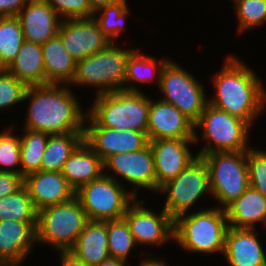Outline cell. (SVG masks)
I'll use <instances>...</instances> for the list:
<instances>
[{
	"instance_id": "cell-15",
	"label": "cell",
	"mask_w": 266,
	"mask_h": 266,
	"mask_svg": "<svg viewBox=\"0 0 266 266\" xmlns=\"http://www.w3.org/2000/svg\"><path fill=\"white\" fill-rule=\"evenodd\" d=\"M194 122L177 107L160 99H150L147 137L160 139H194Z\"/></svg>"
},
{
	"instance_id": "cell-36",
	"label": "cell",
	"mask_w": 266,
	"mask_h": 266,
	"mask_svg": "<svg viewBox=\"0 0 266 266\" xmlns=\"http://www.w3.org/2000/svg\"><path fill=\"white\" fill-rule=\"evenodd\" d=\"M28 86L5 69H0V109L23 103Z\"/></svg>"
},
{
	"instance_id": "cell-12",
	"label": "cell",
	"mask_w": 266,
	"mask_h": 266,
	"mask_svg": "<svg viewBox=\"0 0 266 266\" xmlns=\"http://www.w3.org/2000/svg\"><path fill=\"white\" fill-rule=\"evenodd\" d=\"M103 165L104 175L119 182L123 178L124 182L133 184L134 188L131 193L136 198L138 187L157 192V177L150 144L138 151L111 155L103 162ZM108 170L113 171L114 174L106 172ZM117 175L121 177L120 180Z\"/></svg>"
},
{
	"instance_id": "cell-34",
	"label": "cell",
	"mask_w": 266,
	"mask_h": 266,
	"mask_svg": "<svg viewBox=\"0 0 266 266\" xmlns=\"http://www.w3.org/2000/svg\"><path fill=\"white\" fill-rule=\"evenodd\" d=\"M233 3L238 19V34L266 23V0H235Z\"/></svg>"
},
{
	"instance_id": "cell-43",
	"label": "cell",
	"mask_w": 266,
	"mask_h": 266,
	"mask_svg": "<svg viewBox=\"0 0 266 266\" xmlns=\"http://www.w3.org/2000/svg\"><path fill=\"white\" fill-rule=\"evenodd\" d=\"M119 0H88L93 12H96L102 7L118 2Z\"/></svg>"
},
{
	"instance_id": "cell-32",
	"label": "cell",
	"mask_w": 266,
	"mask_h": 266,
	"mask_svg": "<svg viewBox=\"0 0 266 266\" xmlns=\"http://www.w3.org/2000/svg\"><path fill=\"white\" fill-rule=\"evenodd\" d=\"M129 11L127 0H119L94 12L93 19L97 22L100 30L112 42H116L118 36L125 29L126 17L131 13ZM100 13L101 15H99Z\"/></svg>"
},
{
	"instance_id": "cell-19",
	"label": "cell",
	"mask_w": 266,
	"mask_h": 266,
	"mask_svg": "<svg viewBox=\"0 0 266 266\" xmlns=\"http://www.w3.org/2000/svg\"><path fill=\"white\" fill-rule=\"evenodd\" d=\"M25 41L42 45L58 34L62 18L45 0H29L17 15Z\"/></svg>"
},
{
	"instance_id": "cell-7",
	"label": "cell",
	"mask_w": 266,
	"mask_h": 266,
	"mask_svg": "<svg viewBox=\"0 0 266 266\" xmlns=\"http://www.w3.org/2000/svg\"><path fill=\"white\" fill-rule=\"evenodd\" d=\"M135 49H122L111 42L103 51L76 62L70 86H94L96 94L124 90L127 59Z\"/></svg>"
},
{
	"instance_id": "cell-5",
	"label": "cell",
	"mask_w": 266,
	"mask_h": 266,
	"mask_svg": "<svg viewBox=\"0 0 266 266\" xmlns=\"http://www.w3.org/2000/svg\"><path fill=\"white\" fill-rule=\"evenodd\" d=\"M250 127L245 120L207 104L199 119L194 123L195 144L200 138L196 132L198 130L202 131L201 137L205 140L204 146L197 155L203 156L211 152L247 151L251 147L248 145Z\"/></svg>"
},
{
	"instance_id": "cell-18",
	"label": "cell",
	"mask_w": 266,
	"mask_h": 266,
	"mask_svg": "<svg viewBox=\"0 0 266 266\" xmlns=\"http://www.w3.org/2000/svg\"><path fill=\"white\" fill-rule=\"evenodd\" d=\"M24 186L37 211L65 203L76 196L61 172L37 171L24 177Z\"/></svg>"
},
{
	"instance_id": "cell-3",
	"label": "cell",
	"mask_w": 266,
	"mask_h": 266,
	"mask_svg": "<svg viewBox=\"0 0 266 266\" xmlns=\"http://www.w3.org/2000/svg\"><path fill=\"white\" fill-rule=\"evenodd\" d=\"M95 96L88 108L84 127L135 130L147 135L150 106L148 95L120 90Z\"/></svg>"
},
{
	"instance_id": "cell-31",
	"label": "cell",
	"mask_w": 266,
	"mask_h": 266,
	"mask_svg": "<svg viewBox=\"0 0 266 266\" xmlns=\"http://www.w3.org/2000/svg\"><path fill=\"white\" fill-rule=\"evenodd\" d=\"M24 41L18 17H0V69H6L10 65Z\"/></svg>"
},
{
	"instance_id": "cell-40",
	"label": "cell",
	"mask_w": 266,
	"mask_h": 266,
	"mask_svg": "<svg viewBox=\"0 0 266 266\" xmlns=\"http://www.w3.org/2000/svg\"><path fill=\"white\" fill-rule=\"evenodd\" d=\"M29 0H0V17L17 16Z\"/></svg>"
},
{
	"instance_id": "cell-17",
	"label": "cell",
	"mask_w": 266,
	"mask_h": 266,
	"mask_svg": "<svg viewBox=\"0 0 266 266\" xmlns=\"http://www.w3.org/2000/svg\"><path fill=\"white\" fill-rule=\"evenodd\" d=\"M84 142L103 162L111 155L138 151L149 144L144 132L107 127H84Z\"/></svg>"
},
{
	"instance_id": "cell-6",
	"label": "cell",
	"mask_w": 266,
	"mask_h": 266,
	"mask_svg": "<svg viewBox=\"0 0 266 266\" xmlns=\"http://www.w3.org/2000/svg\"><path fill=\"white\" fill-rule=\"evenodd\" d=\"M88 218L79 199L43 208L38 211L36 242L68 252L83 231Z\"/></svg>"
},
{
	"instance_id": "cell-42",
	"label": "cell",
	"mask_w": 266,
	"mask_h": 266,
	"mask_svg": "<svg viewBox=\"0 0 266 266\" xmlns=\"http://www.w3.org/2000/svg\"><path fill=\"white\" fill-rule=\"evenodd\" d=\"M147 258H143L142 261L140 262L139 266H168L163 260H159L156 258H151L152 256H154V254H146ZM151 255V256H150Z\"/></svg>"
},
{
	"instance_id": "cell-22",
	"label": "cell",
	"mask_w": 266,
	"mask_h": 266,
	"mask_svg": "<svg viewBox=\"0 0 266 266\" xmlns=\"http://www.w3.org/2000/svg\"><path fill=\"white\" fill-rule=\"evenodd\" d=\"M68 252L87 266H96L107 260L110 257L107 221L89 220Z\"/></svg>"
},
{
	"instance_id": "cell-45",
	"label": "cell",
	"mask_w": 266,
	"mask_h": 266,
	"mask_svg": "<svg viewBox=\"0 0 266 266\" xmlns=\"http://www.w3.org/2000/svg\"><path fill=\"white\" fill-rule=\"evenodd\" d=\"M0 266H19L13 263H5V262H0Z\"/></svg>"
},
{
	"instance_id": "cell-35",
	"label": "cell",
	"mask_w": 266,
	"mask_h": 266,
	"mask_svg": "<svg viewBox=\"0 0 266 266\" xmlns=\"http://www.w3.org/2000/svg\"><path fill=\"white\" fill-rule=\"evenodd\" d=\"M13 129L12 125L0 133V172L21 174L20 135L15 136Z\"/></svg>"
},
{
	"instance_id": "cell-2",
	"label": "cell",
	"mask_w": 266,
	"mask_h": 266,
	"mask_svg": "<svg viewBox=\"0 0 266 266\" xmlns=\"http://www.w3.org/2000/svg\"><path fill=\"white\" fill-rule=\"evenodd\" d=\"M214 97L208 104L245 120L251 127L266 107V89L252 68L235 56L225 59L214 77ZM259 114V115H258Z\"/></svg>"
},
{
	"instance_id": "cell-23",
	"label": "cell",
	"mask_w": 266,
	"mask_h": 266,
	"mask_svg": "<svg viewBox=\"0 0 266 266\" xmlns=\"http://www.w3.org/2000/svg\"><path fill=\"white\" fill-rule=\"evenodd\" d=\"M61 173L77 191L104 174L102 159L83 141L65 161Z\"/></svg>"
},
{
	"instance_id": "cell-39",
	"label": "cell",
	"mask_w": 266,
	"mask_h": 266,
	"mask_svg": "<svg viewBox=\"0 0 266 266\" xmlns=\"http://www.w3.org/2000/svg\"><path fill=\"white\" fill-rule=\"evenodd\" d=\"M24 185L21 174L0 172V198L15 193Z\"/></svg>"
},
{
	"instance_id": "cell-13",
	"label": "cell",
	"mask_w": 266,
	"mask_h": 266,
	"mask_svg": "<svg viewBox=\"0 0 266 266\" xmlns=\"http://www.w3.org/2000/svg\"><path fill=\"white\" fill-rule=\"evenodd\" d=\"M136 198L127 208L123 218L128 223L137 246L149 247L166 244L173 240L174 220L162 208L160 214L144 206V201ZM146 207V208H145Z\"/></svg>"
},
{
	"instance_id": "cell-37",
	"label": "cell",
	"mask_w": 266,
	"mask_h": 266,
	"mask_svg": "<svg viewBox=\"0 0 266 266\" xmlns=\"http://www.w3.org/2000/svg\"><path fill=\"white\" fill-rule=\"evenodd\" d=\"M247 164L250 187L266 198V151L250 147L247 150Z\"/></svg>"
},
{
	"instance_id": "cell-20",
	"label": "cell",
	"mask_w": 266,
	"mask_h": 266,
	"mask_svg": "<svg viewBox=\"0 0 266 266\" xmlns=\"http://www.w3.org/2000/svg\"><path fill=\"white\" fill-rule=\"evenodd\" d=\"M37 222L0 221V262L21 266L36 244ZM32 248V249H31Z\"/></svg>"
},
{
	"instance_id": "cell-38",
	"label": "cell",
	"mask_w": 266,
	"mask_h": 266,
	"mask_svg": "<svg viewBox=\"0 0 266 266\" xmlns=\"http://www.w3.org/2000/svg\"><path fill=\"white\" fill-rule=\"evenodd\" d=\"M64 20L93 18L94 12L88 0H45Z\"/></svg>"
},
{
	"instance_id": "cell-1",
	"label": "cell",
	"mask_w": 266,
	"mask_h": 266,
	"mask_svg": "<svg viewBox=\"0 0 266 266\" xmlns=\"http://www.w3.org/2000/svg\"><path fill=\"white\" fill-rule=\"evenodd\" d=\"M24 100H29L24 129L50 135L84 132L87 114L70 85L28 86Z\"/></svg>"
},
{
	"instance_id": "cell-41",
	"label": "cell",
	"mask_w": 266,
	"mask_h": 266,
	"mask_svg": "<svg viewBox=\"0 0 266 266\" xmlns=\"http://www.w3.org/2000/svg\"><path fill=\"white\" fill-rule=\"evenodd\" d=\"M61 266H87L85 263L79 261L69 252H59Z\"/></svg>"
},
{
	"instance_id": "cell-29",
	"label": "cell",
	"mask_w": 266,
	"mask_h": 266,
	"mask_svg": "<svg viewBox=\"0 0 266 266\" xmlns=\"http://www.w3.org/2000/svg\"><path fill=\"white\" fill-rule=\"evenodd\" d=\"M23 131V135H20V158L21 175L25 177L30 173L41 170L42 156L49 134L28 129Z\"/></svg>"
},
{
	"instance_id": "cell-27",
	"label": "cell",
	"mask_w": 266,
	"mask_h": 266,
	"mask_svg": "<svg viewBox=\"0 0 266 266\" xmlns=\"http://www.w3.org/2000/svg\"><path fill=\"white\" fill-rule=\"evenodd\" d=\"M137 49L127 59L124 81V91L127 92H141L140 88L134 86L137 82L144 84L153 83L155 80L159 87L162 69L169 60L168 58L157 60L151 56L141 55Z\"/></svg>"
},
{
	"instance_id": "cell-14",
	"label": "cell",
	"mask_w": 266,
	"mask_h": 266,
	"mask_svg": "<svg viewBox=\"0 0 266 266\" xmlns=\"http://www.w3.org/2000/svg\"><path fill=\"white\" fill-rule=\"evenodd\" d=\"M58 36L76 62L103 51L112 42L93 18L63 19Z\"/></svg>"
},
{
	"instance_id": "cell-28",
	"label": "cell",
	"mask_w": 266,
	"mask_h": 266,
	"mask_svg": "<svg viewBox=\"0 0 266 266\" xmlns=\"http://www.w3.org/2000/svg\"><path fill=\"white\" fill-rule=\"evenodd\" d=\"M84 141V132L50 135L42 156L41 170L61 172L65 161Z\"/></svg>"
},
{
	"instance_id": "cell-25",
	"label": "cell",
	"mask_w": 266,
	"mask_h": 266,
	"mask_svg": "<svg viewBox=\"0 0 266 266\" xmlns=\"http://www.w3.org/2000/svg\"><path fill=\"white\" fill-rule=\"evenodd\" d=\"M41 47L47 82L71 85L76 72V61L67 52L58 34Z\"/></svg>"
},
{
	"instance_id": "cell-10",
	"label": "cell",
	"mask_w": 266,
	"mask_h": 266,
	"mask_svg": "<svg viewBox=\"0 0 266 266\" xmlns=\"http://www.w3.org/2000/svg\"><path fill=\"white\" fill-rule=\"evenodd\" d=\"M159 90L163 94L160 100L177 107L194 123L208 104L203 84L171 58L162 69Z\"/></svg>"
},
{
	"instance_id": "cell-9",
	"label": "cell",
	"mask_w": 266,
	"mask_h": 266,
	"mask_svg": "<svg viewBox=\"0 0 266 266\" xmlns=\"http://www.w3.org/2000/svg\"><path fill=\"white\" fill-rule=\"evenodd\" d=\"M123 183L102 175L99 179L82 186L76 191L88 220L107 221L123 218L129 205L136 197Z\"/></svg>"
},
{
	"instance_id": "cell-26",
	"label": "cell",
	"mask_w": 266,
	"mask_h": 266,
	"mask_svg": "<svg viewBox=\"0 0 266 266\" xmlns=\"http://www.w3.org/2000/svg\"><path fill=\"white\" fill-rule=\"evenodd\" d=\"M27 86L48 85L45 77L42 47L24 41L17 56L5 69Z\"/></svg>"
},
{
	"instance_id": "cell-11",
	"label": "cell",
	"mask_w": 266,
	"mask_h": 266,
	"mask_svg": "<svg viewBox=\"0 0 266 266\" xmlns=\"http://www.w3.org/2000/svg\"><path fill=\"white\" fill-rule=\"evenodd\" d=\"M158 192L166 195L163 209L175 220L195 206L205 194L211 196L209 173L202 156H197L174 179L162 185Z\"/></svg>"
},
{
	"instance_id": "cell-24",
	"label": "cell",
	"mask_w": 266,
	"mask_h": 266,
	"mask_svg": "<svg viewBox=\"0 0 266 266\" xmlns=\"http://www.w3.org/2000/svg\"><path fill=\"white\" fill-rule=\"evenodd\" d=\"M225 211L230 227L255 229L258 222L266 226V198L250 186Z\"/></svg>"
},
{
	"instance_id": "cell-44",
	"label": "cell",
	"mask_w": 266,
	"mask_h": 266,
	"mask_svg": "<svg viewBox=\"0 0 266 266\" xmlns=\"http://www.w3.org/2000/svg\"><path fill=\"white\" fill-rule=\"evenodd\" d=\"M126 262L115 257H109L96 266H126Z\"/></svg>"
},
{
	"instance_id": "cell-30",
	"label": "cell",
	"mask_w": 266,
	"mask_h": 266,
	"mask_svg": "<svg viewBox=\"0 0 266 266\" xmlns=\"http://www.w3.org/2000/svg\"><path fill=\"white\" fill-rule=\"evenodd\" d=\"M37 216L38 211L24 185L15 193L0 198V221L37 222Z\"/></svg>"
},
{
	"instance_id": "cell-33",
	"label": "cell",
	"mask_w": 266,
	"mask_h": 266,
	"mask_svg": "<svg viewBox=\"0 0 266 266\" xmlns=\"http://www.w3.org/2000/svg\"><path fill=\"white\" fill-rule=\"evenodd\" d=\"M108 251L110 257L127 261L130 252L137 243L130 232L128 223L124 218L107 220Z\"/></svg>"
},
{
	"instance_id": "cell-21",
	"label": "cell",
	"mask_w": 266,
	"mask_h": 266,
	"mask_svg": "<svg viewBox=\"0 0 266 266\" xmlns=\"http://www.w3.org/2000/svg\"><path fill=\"white\" fill-rule=\"evenodd\" d=\"M255 230L229 226L223 255L230 266H266V252Z\"/></svg>"
},
{
	"instance_id": "cell-4",
	"label": "cell",
	"mask_w": 266,
	"mask_h": 266,
	"mask_svg": "<svg viewBox=\"0 0 266 266\" xmlns=\"http://www.w3.org/2000/svg\"><path fill=\"white\" fill-rule=\"evenodd\" d=\"M229 228L225 209L213 207L183 214L174 220L173 240L193 253H224Z\"/></svg>"
},
{
	"instance_id": "cell-16",
	"label": "cell",
	"mask_w": 266,
	"mask_h": 266,
	"mask_svg": "<svg viewBox=\"0 0 266 266\" xmlns=\"http://www.w3.org/2000/svg\"><path fill=\"white\" fill-rule=\"evenodd\" d=\"M149 144L154 157L157 192L198 156L193 155L189 148L191 144H195L194 139H160L149 141Z\"/></svg>"
},
{
	"instance_id": "cell-8",
	"label": "cell",
	"mask_w": 266,
	"mask_h": 266,
	"mask_svg": "<svg viewBox=\"0 0 266 266\" xmlns=\"http://www.w3.org/2000/svg\"><path fill=\"white\" fill-rule=\"evenodd\" d=\"M202 157L209 173L211 196L221 204L217 207L225 209L250 186L247 151L211 152Z\"/></svg>"
}]
</instances>
